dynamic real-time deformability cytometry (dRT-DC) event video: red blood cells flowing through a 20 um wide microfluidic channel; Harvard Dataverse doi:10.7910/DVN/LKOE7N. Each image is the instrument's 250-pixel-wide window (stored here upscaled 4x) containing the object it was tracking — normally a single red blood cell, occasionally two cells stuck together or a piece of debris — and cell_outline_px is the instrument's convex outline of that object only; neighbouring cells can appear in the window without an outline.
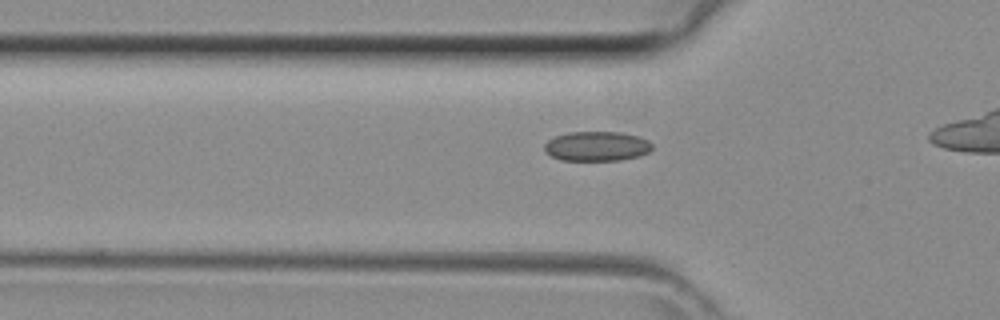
{"species": "common noctule bat (a hibernating species)", "species_latin": "Nyctalus noctula", "temperature_condition": "room temperature", "stored_images_in_passage": 13, "camera_frame_rate_fps": 3000, "um_per_image_px": 0.085, "animal": {"sex": "female", "body_mass_g": 29.2, "forearm_length_mm": 56.3}, "frame": {"image": 1, "passage_image": 8, "time_ms": 2.333, "image_size_px": [1000, 320], "cell_outline_px": [[652, 148], [648, 152], [640, 156], [620, 160], [560, 160], [544, 152], [544, 144], [548, 140], [556, 136], [568, 132], [620, 132], [640, 136], [648, 140], [652, 144]], "centroid_in_image_um": [50.73, 12.43], "position_along_channel_um": 75.1, "area_um2": 18.73}}
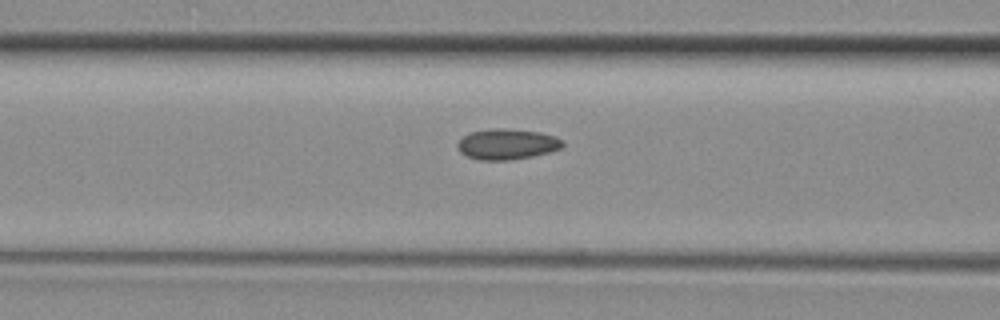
{"frame": {"image": 2, "passage_image": 11, "time_ms": 3.333, "image_size_px": [1000, 320], "cell_outline_px": [[564, 144], [560, 148], [548, 152], [532, 156], [512, 160], [480, 160], [468, 156], [460, 152], [456, 148], [456, 144], [464, 136], [472, 132], [496, 128], [504, 128], [540, 132], [564, 140]], "centroid_in_image_um": [43.09, 12.26], "position_along_channel_um": 123.5, "area_um2": 18.61}}